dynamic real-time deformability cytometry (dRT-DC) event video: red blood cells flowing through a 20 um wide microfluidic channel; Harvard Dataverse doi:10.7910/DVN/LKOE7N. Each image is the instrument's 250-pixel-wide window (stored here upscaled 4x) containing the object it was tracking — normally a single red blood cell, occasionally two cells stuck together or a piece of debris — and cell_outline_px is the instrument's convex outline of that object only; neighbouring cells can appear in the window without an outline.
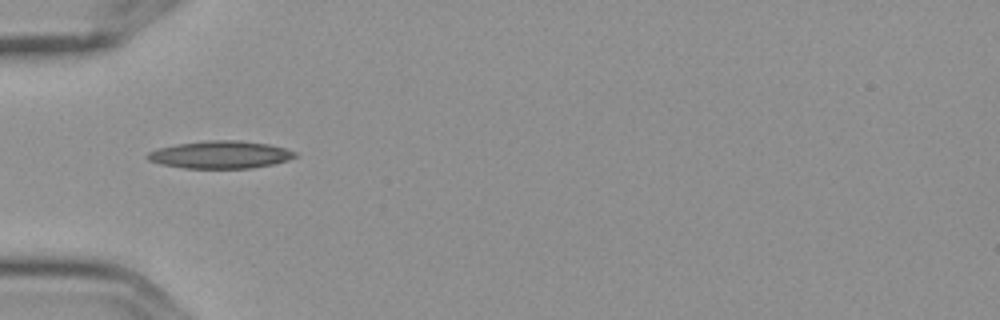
{"species": "Egyptian fruit bat (a non-hibernating species)", "species_latin": "Rousettus aegyptiacus", "temperature_condition": "cold", "stored_images_in_passage": 10, "camera_frame_rate_fps": 3000, "um_per_image_px": 0.085, "frame": {"image": 1, "passage_image": 4, "time_ms": 1.0, "image_size_px": [1000, 320], "cell_outline_px": [[296, 156], [288, 160], [272, 164], [252, 168], [184, 168], [160, 164], [148, 160], [144, 156], [148, 152], [160, 148], [176, 144], [208, 140], [236, 140], [268, 144], [284, 148], [296, 152]], "centroid_in_image_um": [18.7, 13.15], "position_along_channel_um": 66.3, "area_um2": 23.58}}
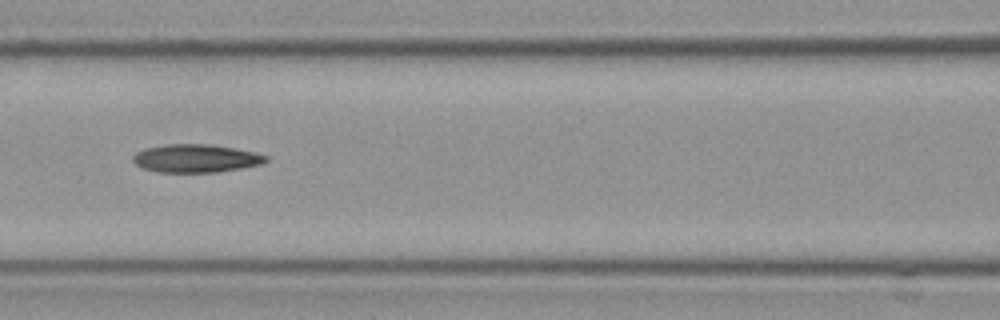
{"frame": {"image": 2, "passage_image": 6, "time_ms": 1.667, "image_size_px": [1000, 320], "cell_outline_px": [[268, 160], [260, 164], [240, 168], [216, 172], [160, 172], [144, 168], [136, 164], [132, 160], [132, 156], [136, 152], [144, 148], [168, 144], [208, 144], [256, 152], [268, 156]], "centroid_in_image_um": [16.63, 13.45], "position_along_channel_um": 150.0, "area_um2": 21.62}}
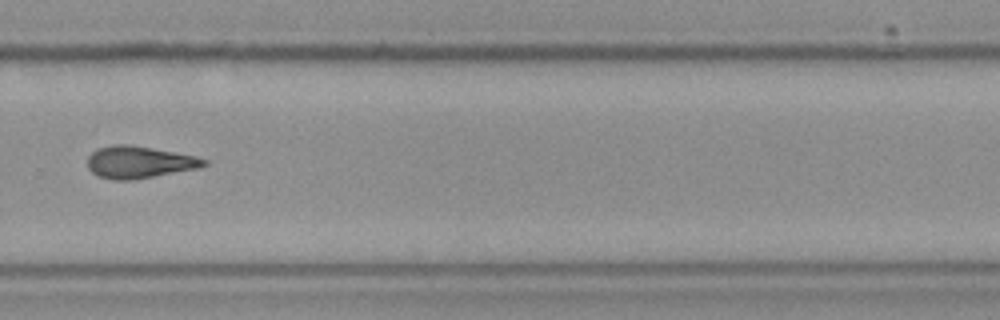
{"frame": {"image": 3, "passage_image": 10, "time_ms": 3.0, "image_size_px": [1000, 320], "cell_outline_px": [[208, 164], [196, 168], [132, 180], [112, 180], [96, 176], [88, 168], [88, 156], [96, 148], [116, 144], [128, 144], [176, 152], [196, 156], [208, 160]], "centroid_in_image_um": [11.79, 13.78], "position_along_channel_um": 318.0, "area_um2": 21.73}}